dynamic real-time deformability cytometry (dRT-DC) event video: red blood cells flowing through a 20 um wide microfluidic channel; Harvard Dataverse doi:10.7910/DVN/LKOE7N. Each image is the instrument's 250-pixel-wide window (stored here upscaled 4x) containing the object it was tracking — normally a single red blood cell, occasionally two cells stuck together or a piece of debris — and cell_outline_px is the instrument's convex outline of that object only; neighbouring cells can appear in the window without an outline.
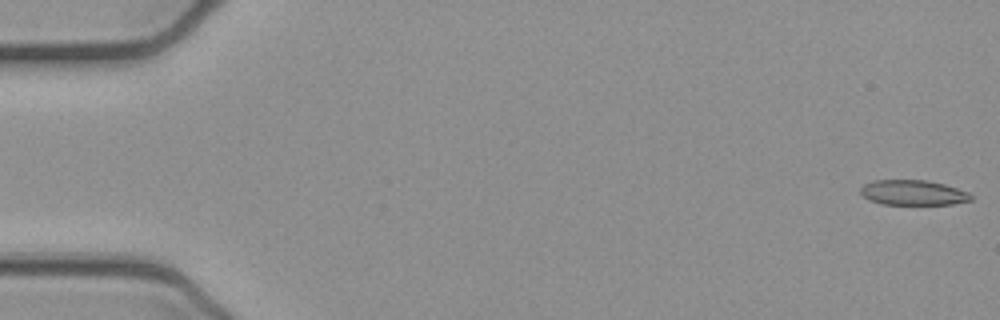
{"species": "common noctule bat (a hibernating species)", "species_latin": "Nyctalus noctula", "temperature_condition": "cold", "stored_images_in_passage": 15, "camera_frame_rate_fps": 3000, "um_per_image_px": 0.085, "animal": {"sex": "female", "body_mass_g": 21.9}, "frame": {"image": 1, "passage_image": 1, "time_ms": 0.0, "image_size_px": [1000, 320], "cell_outline_px": [[972, 200], [952, 204], [880, 204], [868, 200], [860, 192], [860, 188], [864, 184], [872, 180], [928, 180], [944, 184], [968, 192], [972, 196]], "centroid_in_image_um": [77.58, 16.37], "position_along_channel_um": 7.4, "area_um2": 16.18}}
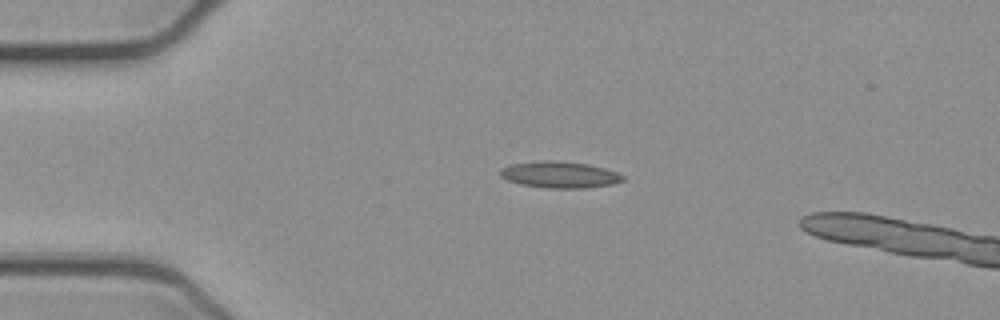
{"frame": {"image": 2, "passage_image": 12, "time_ms": 3.667, "image_size_px": [1000, 320], "cell_outline_px": [[624, 180], [612, 184], [584, 188], [548, 188], [520, 184], [508, 180], [500, 176], [500, 168], [512, 164], [540, 160], [556, 160], [588, 164], [604, 168], [616, 172], [624, 176]], "centroid_in_image_um": [47.55, 14.84], "position_along_channel_um": 37.4, "area_um2": 18.9}}